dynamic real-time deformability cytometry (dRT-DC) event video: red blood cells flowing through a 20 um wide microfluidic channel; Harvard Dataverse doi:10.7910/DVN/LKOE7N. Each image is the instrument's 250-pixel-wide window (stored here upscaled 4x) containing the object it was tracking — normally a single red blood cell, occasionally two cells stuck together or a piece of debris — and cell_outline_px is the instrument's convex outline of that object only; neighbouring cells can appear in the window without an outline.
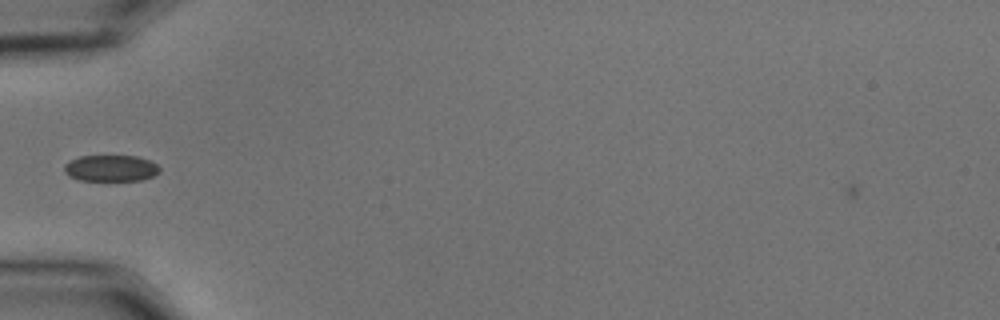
{"species": "common noctule bat (a hibernating species)", "species_latin": "Nyctalus noctula", "temperature_condition": "cold", "stored_images_in_passage": 42, "camera_frame_rate_fps": 3000, "um_per_image_px": 0.085, "animal": {"sex": "male", "body_mass_g": 15.6}, "frame": {"image": 1, "passage_image": 6, "time_ms": 1.667, "image_size_px": [1000, 320], "cell_outline_px": [[160, 172], [152, 176], [140, 180], [80, 180], [68, 176], [64, 172], [64, 164], [80, 156], [136, 156], [148, 160], [156, 164], [160, 168]], "centroid_in_image_um": [9.4, 14.3], "position_along_channel_um": 75.6, "area_um2": 14.51}}
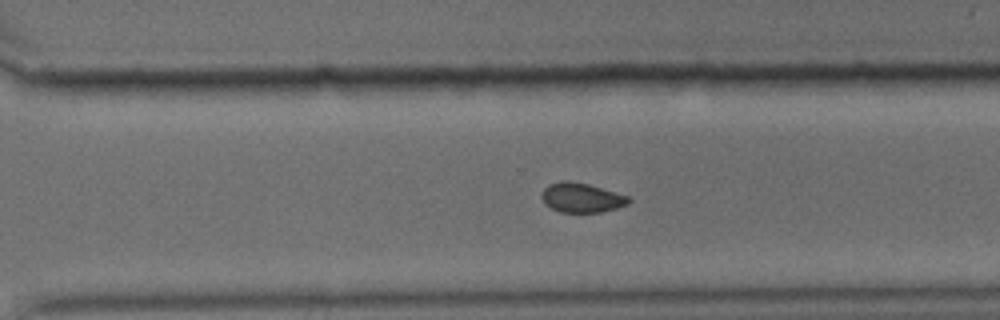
{"frame": {"image": 2, "passage_image": 26, "time_ms": 8.333, "image_size_px": [1000, 320], "cell_outline_px": [[632, 200], [628, 204], [616, 208], [600, 212], [560, 212], [544, 204], [540, 196], [544, 188], [548, 184], [564, 180], [568, 180], [588, 184], [628, 196]], "centroid_in_image_um": [49.4, 16.8], "position_along_channel_um": 321.2, "area_um2": 14.97}}
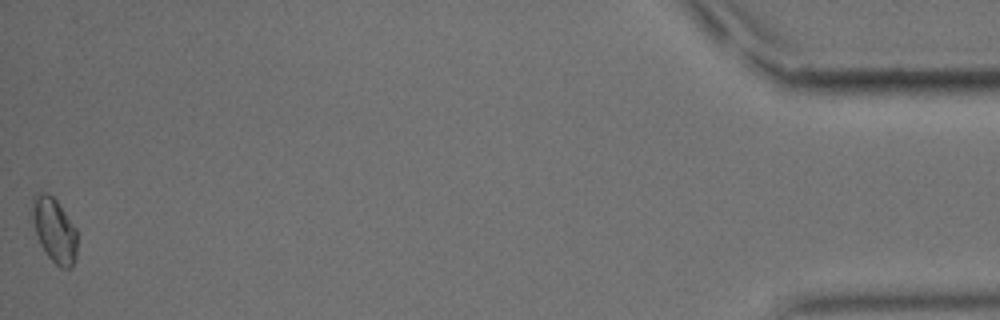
{"frame": {"image": 3, "passage_image": 42, "time_ms": 13.667, "image_size_px": [1000, 320], "cell_outline_px": [[76, 256], [72, 268], [60, 268], [48, 256], [40, 244], [28, 212], [32, 196], [36, 192], [48, 192], [56, 200], [76, 228]], "centroid_in_image_um": [4.55, 19.5], "position_along_channel_um": 430.6, "area_um2": 17.34}, "authors_computed_cell_mechanics": {"area_um2": 15.4326, "velocity_mm_per_s": 3.6745, "shape_relaxation_time_tau1_ms": 7.8404, "shape_relaxation_time_tau2_ms": 1.4614, "deformation_change_tau1": 0.058, "deformation_change_tau2": 0.0382}}